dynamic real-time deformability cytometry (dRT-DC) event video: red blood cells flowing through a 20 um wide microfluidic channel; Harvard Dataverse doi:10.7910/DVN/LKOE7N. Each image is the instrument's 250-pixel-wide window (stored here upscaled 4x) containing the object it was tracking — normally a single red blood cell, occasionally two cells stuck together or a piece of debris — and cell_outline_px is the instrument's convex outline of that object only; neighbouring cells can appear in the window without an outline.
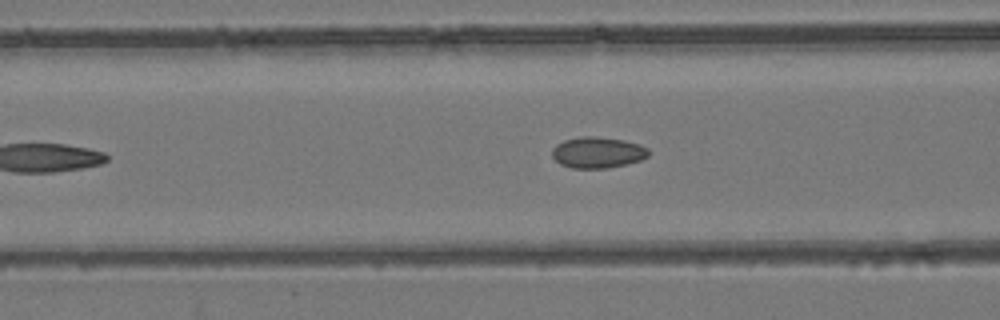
{"species": "common noctule bat (a hibernating species)", "species_latin": "Nyctalus noctula", "temperature_condition": "room temperature", "stored_images_in_passage": 25, "camera_frame_rate_fps": 3000, "um_per_image_px": 0.085, "animal": {"sex": "female", "body_mass_g": 24.6, "forearm_length_mm": 56.2}, "frame": {"image": 1, "passage_image": 8, "time_ms": 2.333, "image_size_px": [1000, 320], "cell_outline_px": [[648, 156], [640, 160], [628, 164], [608, 168], [572, 168], [560, 164], [552, 156], [552, 148], [556, 144], [564, 140], [580, 136], [596, 136], [624, 140], [640, 144], [648, 148]], "centroid_in_image_um": [50.79, 12.95], "position_along_channel_um": 115.8, "area_um2": 17.63}}